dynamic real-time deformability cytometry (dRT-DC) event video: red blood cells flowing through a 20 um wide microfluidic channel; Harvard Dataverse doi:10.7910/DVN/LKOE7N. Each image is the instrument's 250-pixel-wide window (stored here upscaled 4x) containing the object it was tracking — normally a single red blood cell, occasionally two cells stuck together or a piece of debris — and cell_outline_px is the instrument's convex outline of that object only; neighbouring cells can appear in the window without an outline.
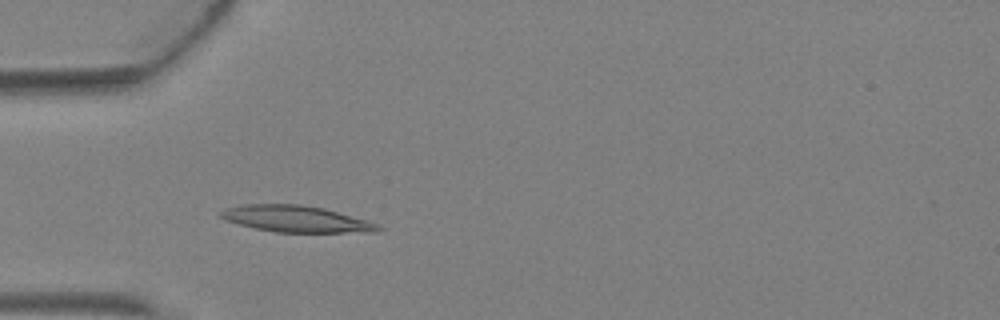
{"species": "Egyptian fruit bat (a non-hibernating species)", "species_latin": "Rousettus aegyptiacus", "temperature_condition": "warm", "stored_images_in_passage": 4, "camera_frame_rate_fps": 3000, "um_per_image_px": 0.085, "animal": {"sex": "female"}, "frame": {"image": 1, "passage_image": 4, "time_ms": 1.0, "image_size_px": [1000, 320], "cell_outline_px": [[384, 228], [380, 232], [276, 232], [256, 228], [224, 220], [220, 216], [220, 212], [224, 208], [244, 204], [300, 204], [324, 208], [368, 220], [380, 224]], "centroid_in_image_um": [25.22, 18.6], "position_along_channel_um": 59.8, "area_um2": 24.39}}